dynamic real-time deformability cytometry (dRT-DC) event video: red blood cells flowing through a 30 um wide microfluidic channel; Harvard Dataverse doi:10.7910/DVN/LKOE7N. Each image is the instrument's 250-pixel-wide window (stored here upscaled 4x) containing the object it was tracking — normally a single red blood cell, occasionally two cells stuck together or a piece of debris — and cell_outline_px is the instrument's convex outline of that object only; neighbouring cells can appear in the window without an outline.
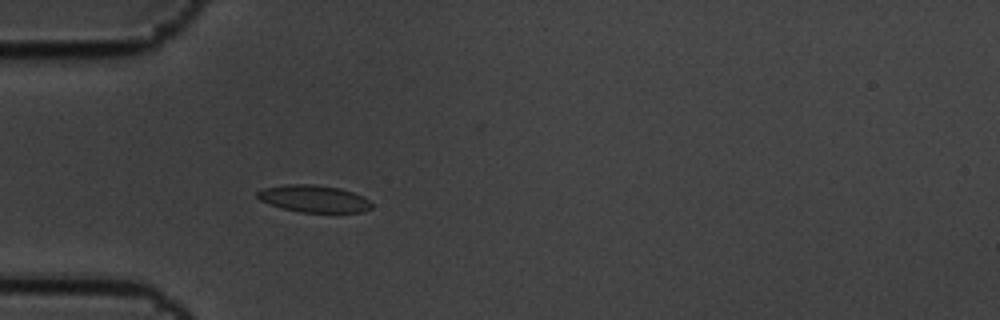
{"species": "common noctule bat (a hibernating species)", "species_latin": "Nyctalus noctula", "temperature_condition": "cold", "stored_images_in_passage": 3, "camera_frame_rate_fps": 3000, "um_per_image_px": 0.085, "animal": {"sex": "male", "body_mass_g": 19.5, "forearm_length_mm": 54.6}, "frame": {"image": 1, "passage_image": 3, "time_ms": 0.667, "image_size_px": [1000, 320], "cell_outline_px": [[372, 208], [364, 212], [300, 212], [284, 208], [260, 200], [256, 196], [256, 192], [264, 188], [284, 184], [312, 184], [340, 188], [364, 196], [372, 204]], "centroid_in_image_um": [26.7, 16.88], "position_along_channel_um": 58.3, "area_um2": 17.98}}